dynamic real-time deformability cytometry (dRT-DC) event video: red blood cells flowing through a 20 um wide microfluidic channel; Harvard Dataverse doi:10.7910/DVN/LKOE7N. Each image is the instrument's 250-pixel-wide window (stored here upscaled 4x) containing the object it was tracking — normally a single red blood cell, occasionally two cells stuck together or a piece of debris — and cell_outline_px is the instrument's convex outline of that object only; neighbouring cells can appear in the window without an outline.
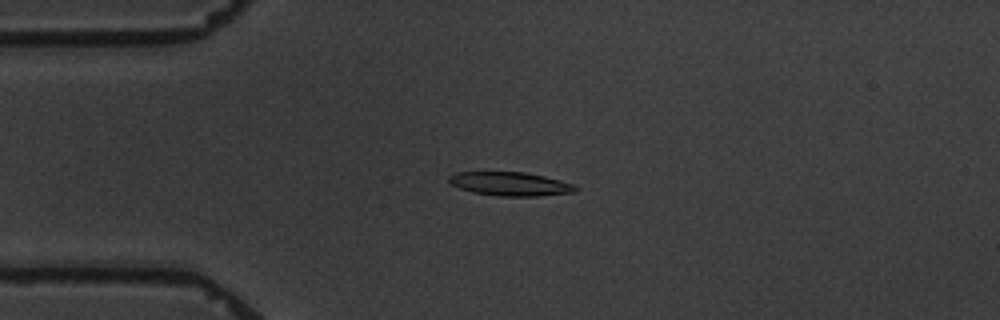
{"species": "common noctule bat (a hibernating species)", "species_latin": "Nyctalus noctula", "temperature_condition": "warm", "stored_images_in_passage": 7, "camera_frame_rate_fps": 3000, "um_per_image_px": 0.085, "animal": {"sex": "male", "body_mass_g": 19.5, "forearm_length_mm": 54.6}, "frame": {"image": 1, "passage_image": 4, "time_ms": 3.333, "image_size_px": [1000, 320], "cell_outline_px": [[580, 188], [576, 192], [536, 196], [496, 196], [472, 192], [460, 188], [452, 184], [448, 180], [448, 176], [456, 172], [524, 172], [544, 176], [576, 184]], "centroid_in_image_um": [43.41, 15.63], "position_along_channel_um": 41.6, "area_um2": 17.63}}
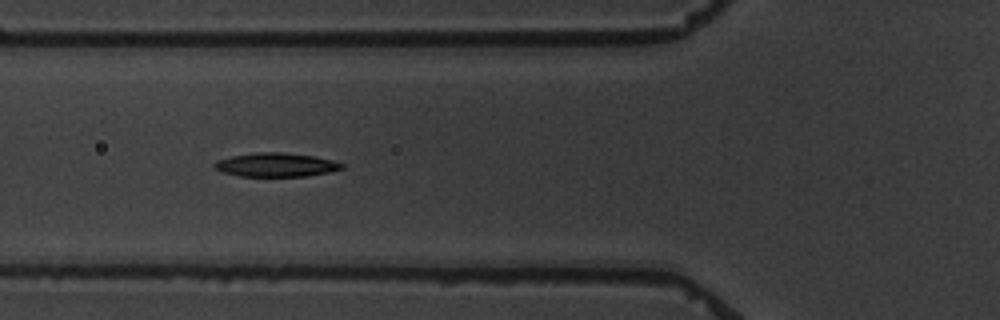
{"frame": {"image": 2, "passage_image": 6, "time_ms": 5.667, "image_size_px": [1000, 320], "cell_outline_px": [[344, 168], [328, 172], [304, 176], [240, 176], [224, 172], [212, 168], [212, 164], [216, 160], [232, 156], [256, 152], [280, 152], [312, 156], [332, 160], [344, 164]], "centroid_in_image_um": [23.41, 14.01], "position_along_channel_um": 102.4, "area_um2": 17.57}}
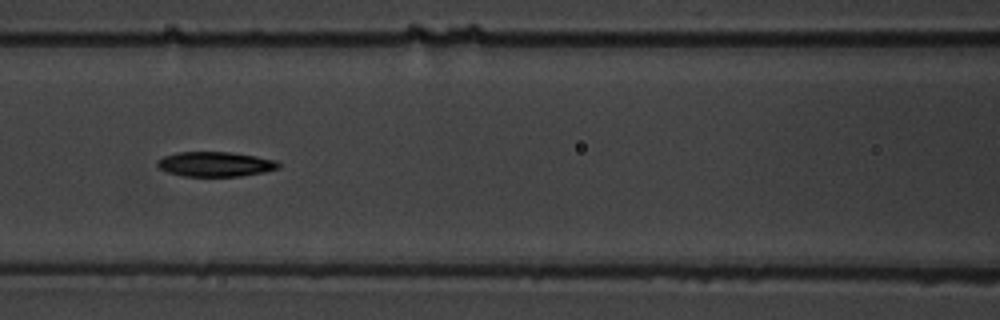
{"frame": {"image": 3, "passage_image": 7, "time_ms": 7.0, "image_size_px": [1000, 320], "cell_outline_px": [[280, 168], [264, 172], [240, 176], [184, 176], [168, 172], [160, 168], [156, 164], [156, 160], [164, 156], [176, 152], [232, 152], [256, 156], [276, 160], [280, 164]], "centroid_in_image_um": [18.31, 13.94], "position_along_channel_um": 148.3, "area_um2": 17.57}}